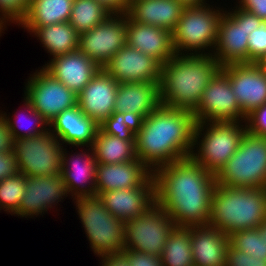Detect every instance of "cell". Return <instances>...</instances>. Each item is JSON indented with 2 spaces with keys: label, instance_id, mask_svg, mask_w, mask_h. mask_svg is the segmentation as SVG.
<instances>
[{
  "label": "cell",
  "instance_id": "e575fe53",
  "mask_svg": "<svg viewBox=\"0 0 266 266\" xmlns=\"http://www.w3.org/2000/svg\"><path fill=\"white\" fill-rule=\"evenodd\" d=\"M229 243L247 255L266 258V241L259 228L236 231L229 235Z\"/></svg>",
  "mask_w": 266,
  "mask_h": 266
},
{
  "label": "cell",
  "instance_id": "6da1fadb",
  "mask_svg": "<svg viewBox=\"0 0 266 266\" xmlns=\"http://www.w3.org/2000/svg\"><path fill=\"white\" fill-rule=\"evenodd\" d=\"M156 203L176 226H207L215 175L191 157L174 161L153 172Z\"/></svg>",
  "mask_w": 266,
  "mask_h": 266
},
{
  "label": "cell",
  "instance_id": "d4e9b609",
  "mask_svg": "<svg viewBox=\"0 0 266 266\" xmlns=\"http://www.w3.org/2000/svg\"><path fill=\"white\" fill-rule=\"evenodd\" d=\"M153 172L139 159L120 164L96 165V196L106 191L141 187Z\"/></svg>",
  "mask_w": 266,
  "mask_h": 266
},
{
  "label": "cell",
  "instance_id": "7402d4cb",
  "mask_svg": "<svg viewBox=\"0 0 266 266\" xmlns=\"http://www.w3.org/2000/svg\"><path fill=\"white\" fill-rule=\"evenodd\" d=\"M43 68L76 95L101 69L79 49L51 58Z\"/></svg>",
  "mask_w": 266,
  "mask_h": 266
},
{
  "label": "cell",
  "instance_id": "f1b7e54d",
  "mask_svg": "<svg viewBox=\"0 0 266 266\" xmlns=\"http://www.w3.org/2000/svg\"><path fill=\"white\" fill-rule=\"evenodd\" d=\"M31 34L37 36L52 58L78 50L79 34L69 22L37 27Z\"/></svg>",
  "mask_w": 266,
  "mask_h": 266
},
{
  "label": "cell",
  "instance_id": "1f68e13d",
  "mask_svg": "<svg viewBox=\"0 0 266 266\" xmlns=\"http://www.w3.org/2000/svg\"><path fill=\"white\" fill-rule=\"evenodd\" d=\"M112 13L96 0H73L69 23L80 35L103 23Z\"/></svg>",
  "mask_w": 266,
  "mask_h": 266
},
{
  "label": "cell",
  "instance_id": "52a82bcc",
  "mask_svg": "<svg viewBox=\"0 0 266 266\" xmlns=\"http://www.w3.org/2000/svg\"><path fill=\"white\" fill-rule=\"evenodd\" d=\"M215 8H211L210 4L184 7L172 31V43L176 54L210 55V51L213 52L219 21L225 12L224 9L216 6Z\"/></svg>",
  "mask_w": 266,
  "mask_h": 266
},
{
  "label": "cell",
  "instance_id": "f546056e",
  "mask_svg": "<svg viewBox=\"0 0 266 266\" xmlns=\"http://www.w3.org/2000/svg\"><path fill=\"white\" fill-rule=\"evenodd\" d=\"M97 163L120 164L137 160L135 141L104 133L100 128L91 146Z\"/></svg>",
  "mask_w": 266,
  "mask_h": 266
},
{
  "label": "cell",
  "instance_id": "e0dca14e",
  "mask_svg": "<svg viewBox=\"0 0 266 266\" xmlns=\"http://www.w3.org/2000/svg\"><path fill=\"white\" fill-rule=\"evenodd\" d=\"M68 191L62 175L26 177V192L13 215L34 217L44 214L53 205L67 197Z\"/></svg>",
  "mask_w": 266,
  "mask_h": 266
},
{
  "label": "cell",
  "instance_id": "836d02e7",
  "mask_svg": "<svg viewBox=\"0 0 266 266\" xmlns=\"http://www.w3.org/2000/svg\"><path fill=\"white\" fill-rule=\"evenodd\" d=\"M26 192V176L16 173L0 182V209L13 215L19 208L22 197Z\"/></svg>",
  "mask_w": 266,
  "mask_h": 266
},
{
  "label": "cell",
  "instance_id": "484cf974",
  "mask_svg": "<svg viewBox=\"0 0 266 266\" xmlns=\"http://www.w3.org/2000/svg\"><path fill=\"white\" fill-rule=\"evenodd\" d=\"M190 242L194 266H225L229 236L218 228L191 226Z\"/></svg>",
  "mask_w": 266,
  "mask_h": 266
},
{
  "label": "cell",
  "instance_id": "9c48e42d",
  "mask_svg": "<svg viewBox=\"0 0 266 266\" xmlns=\"http://www.w3.org/2000/svg\"><path fill=\"white\" fill-rule=\"evenodd\" d=\"M225 10L218 25L217 41L211 53L221 66L248 63V36L264 21L238 7Z\"/></svg>",
  "mask_w": 266,
  "mask_h": 266
},
{
  "label": "cell",
  "instance_id": "cb8c5ba5",
  "mask_svg": "<svg viewBox=\"0 0 266 266\" xmlns=\"http://www.w3.org/2000/svg\"><path fill=\"white\" fill-rule=\"evenodd\" d=\"M98 130L99 124L87 117L78 105L62 111L49 124V131L61 144L73 147H91Z\"/></svg>",
  "mask_w": 266,
  "mask_h": 266
},
{
  "label": "cell",
  "instance_id": "d6986e66",
  "mask_svg": "<svg viewBox=\"0 0 266 266\" xmlns=\"http://www.w3.org/2000/svg\"><path fill=\"white\" fill-rule=\"evenodd\" d=\"M118 86L101 68L77 95V105L87 117L100 124L114 112Z\"/></svg>",
  "mask_w": 266,
  "mask_h": 266
},
{
  "label": "cell",
  "instance_id": "603a6c76",
  "mask_svg": "<svg viewBox=\"0 0 266 266\" xmlns=\"http://www.w3.org/2000/svg\"><path fill=\"white\" fill-rule=\"evenodd\" d=\"M127 45L150 55L161 64L176 53L172 43V32L165 28L138 23L126 15Z\"/></svg>",
  "mask_w": 266,
  "mask_h": 266
},
{
  "label": "cell",
  "instance_id": "277c9868",
  "mask_svg": "<svg viewBox=\"0 0 266 266\" xmlns=\"http://www.w3.org/2000/svg\"><path fill=\"white\" fill-rule=\"evenodd\" d=\"M266 220V188H240L217 185L211 198L208 225L228 236L258 228Z\"/></svg>",
  "mask_w": 266,
  "mask_h": 266
},
{
  "label": "cell",
  "instance_id": "74e56055",
  "mask_svg": "<svg viewBox=\"0 0 266 266\" xmlns=\"http://www.w3.org/2000/svg\"><path fill=\"white\" fill-rule=\"evenodd\" d=\"M266 56V22L248 36V63H260Z\"/></svg>",
  "mask_w": 266,
  "mask_h": 266
},
{
  "label": "cell",
  "instance_id": "ee69618b",
  "mask_svg": "<svg viewBox=\"0 0 266 266\" xmlns=\"http://www.w3.org/2000/svg\"><path fill=\"white\" fill-rule=\"evenodd\" d=\"M266 22V0H240L239 6Z\"/></svg>",
  "mask_w": 266,
  "mask_h": 266
},
{
  "label": "cell",
  "instance_id": "ffe728a7",
  "mask_svg": "<svg viewBox=\"0 0 266 266\" xmlns=\"http://www.w3.org/2000/svg\"><path fill=\"white\" fill-rule=\"evenodd\" d=\"M160 81L119 83L114 112L127 114L137 123L152 113L160 103Z\"/></svg>",
  "mask_w": 266,
  "mask_h": 266
},
{
  "label": "cell",
  "instance_id": "83f0119b",
  "mask_svg": "<svg viewBox=\"0 0 266 266\" xmlns=\"http://www.w3.org/2000/svg\"><path fill=\"white\" fill-rule=\"evenodd\" d=\"M73 0H30L25 18L18 26L29 33L37 27L69 22Z\"/></svg>",
  "mask_w": 266,
  "mask_h": 266
},
{
  "label": "cell",
  "instance_id": "7a4b0ae2",
  "mask_svg": "<svg viewBox=\"0 0 266 266\" xmlns=\"http://www.w3.org/2000/svg\"><path fill=\"white\" fill-rule=\"evenodd\" d=\"M196 124L191 111L160 104L137 123V159L154 172L161 166L190 157Z\"/></svg>",
  "mask_w": 266,
  "mask_h": 266
},
{
  "label": "cell",
  "instance_id": "4fadbf2b",
  "mask_svg": "<svg viewBox=\"0 0 266 266\" xmlns=\"http://www.w3.org/2000/svg\"><path fill=\"white\" fill-rule=\"evenodd\" d=\"M192 113L197 123L245 122L247 118L233 93L228 76L222 70L209 82L198 107Z\"/></svg>",
  "mask_w": 266,
  "mask_h": 266
},
{
  "label": "cell",
  "instance_id": "c3c4849f",
  "mask_svg": "<svg viewBox=\"0 0 266 266\" xmlns=\"http://www.w3.org/2000/svg\"><path fill=\"white\" fill-rule=\"evenodd\" d=\"M261 235L264 237L266 241V220L258 227Z\"/></svg>",
  "mask_w": 266,
  "mask_h": 266
},
{
  "label": "cell",
  "instance_id": "44dd1931",
  "mask_svg": "<svg viewBox=\"0 0 266 266\" xmlns=\"http://www.w3.org/2000/svg\"><path fill=\"white\" fill-rule=\"evenodd\" d=\"M82 153L68 154L63 151L61 175L66 184L68 195L73 199L95 196L96 194V159L91 147ZM90 152V153H89ZM87 153V154H86ZM68 155H70L68 157Z\"/></svg>",
  "mask_w": 266,
  "mask_h": 266
},
{
  "label": "cell",
  "instance_id": "3957f363",
  "mask_svg": "<svg viewBox=\"0 0 266 266\" xmlns=\"http://www.w3.org/2000/svg\"><path fill=\"white\" fill-rule=\"evenodd\" d=\"M221 68L212 54H175L161 66L160 103L193 112Z\"/></svg>",
  "mask_w": 266,
  "mask_h": 266
},
{
  "label": "cell",
  "instance_id": "9a60e30c",
  "mask_svg": "<svg viewBox=\"0 0 266 266\" xmlns=\"http://www.w3.org/2000/svg\"><path fill=\"white\" fill-rule=\"evenodd\" d=\"M242 112L247 116L266 103V71L259 63L222 66Z\"/></svg>",
  "mask_w": 266,
  "mask_h": 266
},
{
  "label": "cell",
  "instance_id": "4dcf8cb0",
  "mask_svg": "<svg viewBox=\"0 0 266 266\" xmlns=\"http://www.w3.org/2000/svg\"><path fill=\"white\" fill-rule=\"evenodd\" d=\"M163 266H194L190 227L175 226L160 255Z\"/></svg>",
  "mask_w": 266,
  "mask_h": 266
},
{
  "label": "cell",
  "instance_id": "b9f144b4",
  "mask_svg": "<svg viewBox=\"0 0 266 266\" xmlns=\"http://www.w3.org/2000/svg\"><path fill=\"white\" fill-rule=\"evenodd\" d=\"M19 173L18 162L14 155V151L0 152V182Z\"/></svg>",
  "mask_w": 266,
  "mask_h": 266
},
{
  "label": "cell",
  "instance_id": "2e32d148",
  "mask_svg": "<svg viewBox=\"0 0 266 266\" xmlns=\"http://www.w3.org/2000/svg\"><path fill=\"white\" fill-rule=\"evenodd\" d=\"M162 64L127 44L102 69L118 83L160 81Z\"/></svg>",
  "mask_w": 266,
  "mask_h": 266
},
{
  "label": "cell",
  "instance_id": "7c38bea8",
  "mask_svg": "<svg viewBox=\"0 0 266 266\" xmlns=\"http://www.w3.org/2000/svg\"><path fill=\"white\" fill-rule=\"evenodd\" d=\"M25 88L24 97L49 124L62 111L77 105V95L43 67L29 77Z\"/></svg>",
  "mask_w": 266,
  "mask_h": 266
},
{
  "label": "cell",
  "instance_id": "8992f818",
  "mask_svg": "<svg viewBox=\"0 0 266 266\" xmlns=\"http://www.w3.org/2000/svg\"><path fill=\"white\" fill-rule=\"evenodd\" d=\"M73 201L95 255L100 258L103 254L125 250V222L115 218L99 196L79 197Z\"/></svg>",
  "mask_w": 266,
  "mask_h": 266
},
{
  "label": "cell",
  "instance_id": "7bdbcfd3",
  "mask_svg": "<svg viewBox=\"0 0 266 266\" xmlns=\"http://www.w3.org/2000/svg\"><path fill=\"white\" fill-rule=\"evenodd\" d=\"M14 148V138L9 130L7 121L0 113V152H11Z\"/></svg>",
  "mask_w": 266,
  "mask_h": 266
},
{
  "label": "cell",
  "instance_id": "4316f807",
  "mask_svg": "<svg viewBox=\"0 0 266 266\" xmlns=\"http://www.w3.org/2000/svg\"><path fill=\"white\" fill-rule=\"evenodd\" d=\"M184 7L177 0H131L126 15L138 23L158 26L172 32Z\"/></svg>",
  "mask_w": 266,
  "mask_h": 266
},
{
  "label": "cell",
  "instance_id": "ab89813d",
  "mask_svg": "<svg viewBox=\"0 0 266 266\" xmlns=\"http://www.w3.org/2000/svg\"><path fill=\"white\" fill-rule=\"evenodd\" d=\"M245 123L249 133L266 137V103L247 115Z\"/></svg>",
  "mask_w": 266,
  "mask_h": 266
},
{
  "label": "cell",
  "instance_id": "8d00e7d4",
  "mask_svg": "<svg viewBox=\"0 0 266 266\" xmlns=\"http://www.w3.org/2000/svg\"><path fill=\"white\" fill-rule=\"evenodd\" d=\"M30 0H0V19L17 25L25 18Z\"/></svg>",
  "mask_w": 266,
  "mask_h": 266
},
{
  "label": "cell",
  "instance_id": "681fc988",
  "mask_svg": "<svg viewBox=\"0 0 266 266\" xmlns=\"http://www.w3.org/2000/svg\"><path fill=\"white\" fill-rule=\"evenodd\" d=\"M4 28H6V24L0 19V36L2 35L1 33H3Z\"/></svg>",
  "mask_w": 266,
  "mask_h": 266
},
{
  "label": "cell",
  "instance_id": "ba28073f",
  "mask_svg": "<svg viewBox=\"0 0 266 266\" xmlns=\"http://www.w3.org/2000/svg\"><path fill=\"white\" fill-rule=\"evenodd\" d=\"M226 187L266 188V137L246 131L238 150L215 175Z\"/></svg>",
  "mask_w": 266,
  "mask_h": 266
},
{
  "label": "cell",
  "instance_id": "5bb4252c",
  "mask_svg": "<svg viewBox=\"0 0 266 266\" xmlns=\"http://www.w3.org/2000/svg\"><path fill=\"white\" fill-rule=\"evenodd\" d=\"M126 44V14H112L79 35L78 49L102 68Z\"/></svg>",
  "mask_w": 266,
  "mask_h": 266
},
{
  "label": "cell",
  "instance_id": "f35d334b",
  "mask_svg": "<svg viewBox=\"0 0 266 266\" xmlns=\"http://www.w3.org/2000/svg\"><path fill=\"white\" fill-rule=\"evenodd\" d=\"M225 266H266V258L253 257L229 244Z\"/></svg>",
  "mask_w": 266,
  "mask_h": 266
},
{
  "label": "cell",
  "instance_id": "d6a6232c",
  "mask_svg": "<svg viewBox=\"0 0 266 266\" xmlns=\"http://www.w3.org/2000/svg\"><path fill=\"white\" fill-rule=\"evenodd\" d=\"M23 102L25 104L24 105L25 106L24 107V109H25L24 111L27 112V115L26 116H30L27 119L30 122L33 120L32 122L35 123V125H31V124H34V123H30L29 125L31 127L28 125L29 126V128H27L28 130L26 128H24L25 125L23 126L22 124H20V123H22L21 122L22 121L21 120L22 117H20L22 114L19 113L20 115L19 114L17 115V112H16V114L14 116L15 117V121H14V118L12 119V117L10 118L9 115L7 116L6 112L5 113L2 112L5 120L7 121L9 130H10V132H11L14 140H16V139H22V138H28V137H32V136L44 134L45 132H48L49 131V128H48L49 127V123L44 119V117L42 115H40L32 107L31 103L25 97H24V101ZM22 127H23V129H22ZM22 130H24V131H22Z\"/></svg>",
  "mask_w": 266,
  "mask_h": 266
},
{
  "label": "cell",
  "instance_id": "8fae6325",
  "mask_svg": "<svg viewBox=\"0 0 266 266\" xmlns=\"http://www.w3.org/2000/svg\"><path fill=\"white\" fill-rule=\"evenodd\" d=\"M175 226L173 219L156 203L146 213L125 222V250L160 257Z\"/></svg>",
  "mask_w": 266,
  "mask_h": 266
},
{
  "label": "cell",
  "instance_id": "f6af8a7d",
  "mask_svg": "<svg viewBox=\"0 0 266 266\" xmlns=\"http://www.w3.org/2000/svg\"><path fill=\"white\" fill-rule=\"evenodd\" d=\"M101 266H130L129 257L124 253L103 254Z\"/></svg>",
  "mask_w": 266,
  "mask_h": 266
},
{
  "label": "cell",
  "instance_id": "bcb514c9",
  "mask_svg": "<svg viewBox=\"0 0 266 266\" xmlns=\"http://www.w3.org/2000/svg\"><path fill=\"white\" fill-rule=\"evenodd\" d=\"M112 14H126L131 0H96Z\"/></svg>",
  "mask_w": 266,
  "mask_h": 266
},
{
  "label": "cell",
  "instance_id": "d590c367",
  "mask_svg": "<svg viewBox=\"0 0 266 266\" xmlns=\"http://www.w3.org/2000/svg\"><path fill=\"white\" fill-rule=\"evenodd\" d=\"M137 122L122 112H113L99 124V128L106 134L126 141H135Z\"/></svg>",
  "mask_w": 266,
  "mask_h": 266
},
{
  "label": "cell",
  "instance_id": "f907efd6",
  "mask_svg": "<svg viewBox=\"0 0 266 266\" xmlns=\"http://www.w3.org/2000/svg\"><path fill=\"white\" fill-rule=\"evenodd\" d=\"M263 69L266 71V56L259 63Z\"/></svg>",
  "mask_w": 266,
  "mask_h": 266
},
{
  "label": "cell",
  "instance_id": "60d3db41",
  "mask_svg": "<svg viewBox=\"0 0 266 266\" xmlns=\"http://www.w3.org/2000/svg\"><path fill=\"white\" fill-rule=\"evenodd\" d=\"M123 252L129 257L130 266H163L159 256L135 250H124Z\"/></svg>",
  "mask_w": 266,
  "mask_h": 266
},
{
  "label": "cell",
  "instance_id": "7dc6e473",
  "mask_svg": "<svg viewBox=\"0 0 266 266\" xmlns=\"http://www.w3.org/2000/svg\"><path fill=\"white\" fill-rule=\"evenodd\" d=\"M181 2L184 6H200L203 4H208L206 3L207 1L205 0H177Z\"/></svg>",
  "mask_w": 266,
  "mask_h": 266
},
{
  "label": "cell",
  "instance_id": "5b68a950",
  "mask_svg": "<svg viewBox=\"0 0 266 266\" xmlns=\"http://www.w3.org/2000/svg\"><path fill=\"white\" fill-rule=\"evenodd\" d=\"M242 123L244 122H198L193 145V149L197 147V150H192L190 157L205 170L216 175L238 150L247 131L246 123Z\"/></svg>",
  "mask_w": 266,
  "mask_h": 266
},
{
  "label": "cell",
  "instance_id": "30bf717a",
  "mask_svg": "<svg viewBox=\"0 0 266 266\" xmlns=\"http://www.w3.org/2000/svg\"><path fill=\"white\" fill-rule=\"evenodd\" d=\"M50 132L14 140L19 172L30 176H57L62 171L64 147Z\"/></svg>",
  "mask_w": 266,
  "mask_h": 266
},
{
  "label": "cell",
  "instance_id": "ac0fdd59",
  "mask_svg": "<svg viewBox=\"0 0 266 266\" xmlns=\"http://www.w3.org/2000/svg\"><path fill=\"white\" fill-rule=\"evenodd\" d=\"M99 197L115 218L127 222L146 213L156 204L154 176L141 187L106 191Z\"/></svg>",
  "mask_w": 266,
  "mask_h": 266
}]
</instances>
